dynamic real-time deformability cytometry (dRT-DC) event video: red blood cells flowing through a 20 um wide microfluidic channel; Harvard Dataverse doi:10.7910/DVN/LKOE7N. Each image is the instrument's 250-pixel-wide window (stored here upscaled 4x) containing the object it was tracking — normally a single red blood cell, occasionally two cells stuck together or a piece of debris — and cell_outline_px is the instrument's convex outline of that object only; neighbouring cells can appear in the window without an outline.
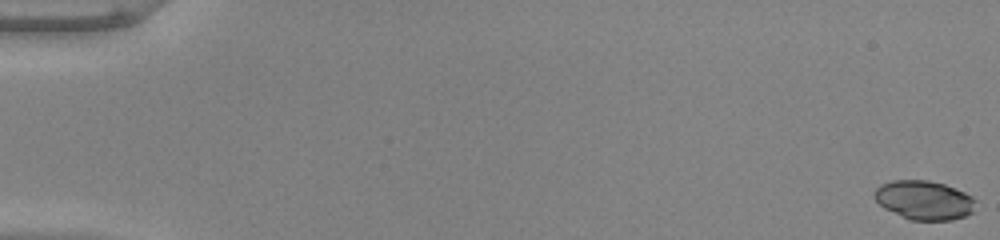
{"species": "common noctule bat (a hibernating species)", "species_latin": "Nyctalus noctula", "temperature_condition": "warm", "stored_images_in_passage": 53, "camera_frame_rate_fps": 3000, "um_per_image_px": 0.085, "animal": {"sex": "male", "body_mass_g": 20.0, "forearm_length_mm": 53.3}, "frame": {"image": 1, "passage_image": 1, "time_ms": 0.0, "image_size_px": [1000, 240], "cell_outline_px": [[976, 200], [972, 212], [964, 216], [952, 220], [912, 220], [884, 208], [876, 200], [876, 188], [880, 184], [892, 180], [928, 180], [944, 184], [964, 192], [972, 196]], "centroid_in_image_um": [78.57, 17.0], "position_along_channel_um": 6.4, "area_um2": 22.77}}
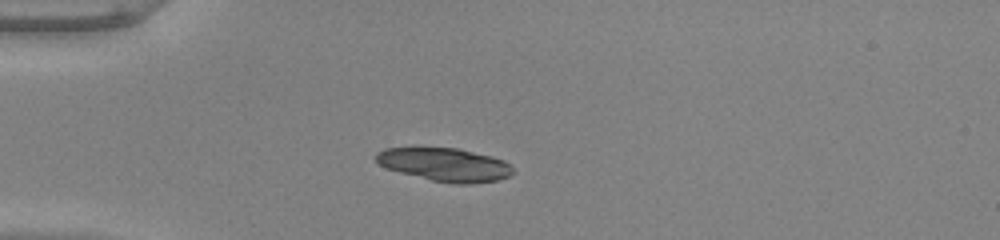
{"frame": {"image": 2, "passage_image": 16, "time_ms": 5.0, "image_size_px": [1000, 240], "cell_outline_px": [[516, 172], [508, 176], [496, 180], [472, 184], [456, 184], [432, 180], [400, 172], [388, 168], [380, 164], [376, 160], [376, 152], [384, 148], [460, 148], [492, 156], [504, 160], [512, 164]], "centroid_in_image_um": [37.88, 13.99], "position_along_channel_um": 47.1, "area_um2": 26.59}}